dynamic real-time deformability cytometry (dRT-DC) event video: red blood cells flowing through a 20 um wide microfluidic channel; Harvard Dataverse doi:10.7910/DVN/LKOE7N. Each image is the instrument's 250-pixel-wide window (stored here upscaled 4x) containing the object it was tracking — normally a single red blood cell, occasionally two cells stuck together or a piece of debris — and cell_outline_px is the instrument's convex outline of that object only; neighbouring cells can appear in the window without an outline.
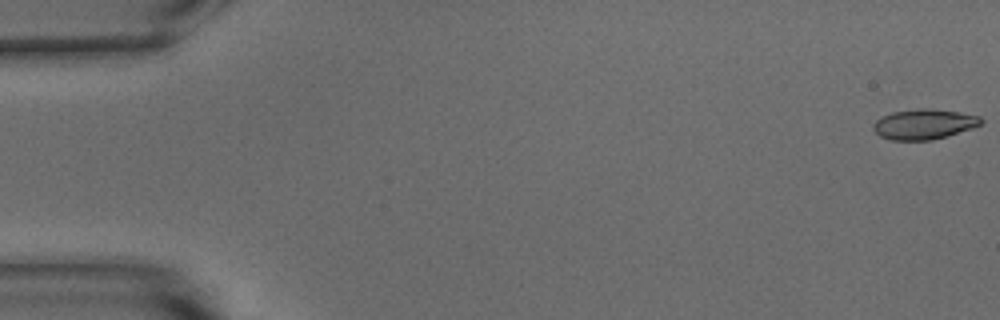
{"species": "common noctule bat (a hibernating species)", "species_latin": "Nyctalus noctula", "temperature_condition": "warm", "stored_images_in_passage": 25, "camera_frame_rate_fps": 3000, "um_per_image_px": 0.085, "animal": {"sex": "male", "body_mass_g": 15.6}, "frame": {"image": 1, "passage_image": 1, "time_ms": 0.0, "image_size_px": [1000, 320], "cell_outline_px": [[984, 120], [980, 124], [972, 128], [932, 140], [892, 140], [880, 136], [872, 128], [872, 124], [876, 120], [892, 112], [920, 108], [928, 108], [956, 112], [980, 116]], "centroid_in_image_um": [78.52, 10.55], "position_along_channel_um": 6.5, "area_um2": 18.73}}
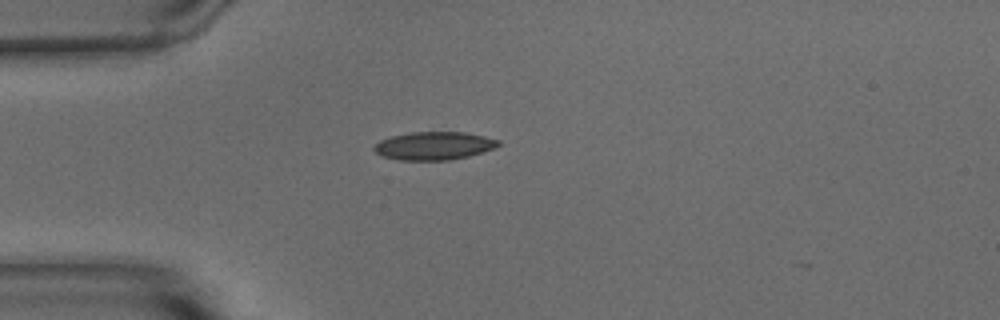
{"frame": {"image": 2, "passage_image": 15, "time_ms": 4.667, "image_size_px": [1000, 320], "cell_outline_px": [[500, 144], [492, 148], [468, 156], [448, 160], [400, 160], [384, 156], [376, 152], [372, 148], [380, 140], [392, 136], [412, 132], [464, 132], [484, 136], [500, 140]], "centroid_in_image_um": [36.87, 12.38], "position_along_channel_um": 48.1, "area_um2": 20.06}}
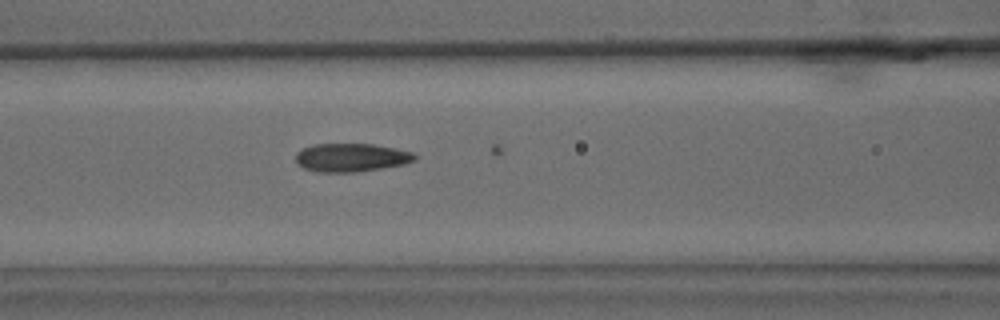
{"frame": {"image": 3, "passage_image": 23, "time_ms": 7.333, "image_size_px": [1000, 320], "cell_outline_px": [[416, 160], [404, 164], [356, 172], [316, 172], [304, 168], [296, 164], [296, 152], [312, 144], [372, 144], [396, 148], [412, 152], [416, 156]], "centroid_in_image_um": [29.83, 13.39], "position_along_channel_um": 136.8, "area_um2": 19.71}}